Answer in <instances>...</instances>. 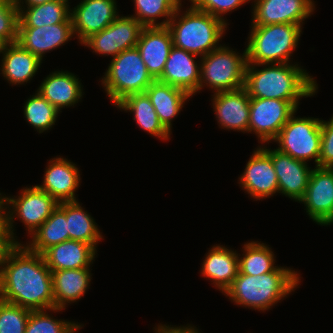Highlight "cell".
Segmentation results:
<instances>
[{
	"mask_svg": "<svg viewBox=\"0 0 333 333\" xmlns=\"http://www.w3.org/2000/svg\"><path fill=\"white\" fill-rule=\"evenodd\" d=\"M0 300L29 310L54 308L52 272L42 254L17 243L0 264Z\"/></svg>",
	"mask_w": 333,
	"mask_h": 333,
	"instance_id": "obj_1",
	"label": "cell"
},
{
	"mask_svg": "<svg viewBox=\"0 0 333 333\" xmlns=\"http://www.w3.org/2000/svg\"><path fill=\"white\" fill-rule=\"evenodd\" d=\"M261 66L263 68H257ZM244 88L250 98L284 100L290 102L298 110L302 97L315 95L318 84L298 64L247 63Z\"/></svg>",
	"mask_w": 333,
	"mask_h": 333,
	"instance_id": "obj_2",
	"label": "cell"
},
{
	"mask_svg": "<svg viewBox=\"0 0 333 333\" xmlns=\"http://www.w3.org/2000/svg\"><path fill=\"white\" fill-rule=\"evenodd\" d=\"M293 268L278 266L274 271L255 276L238 272L225 291L231 302L245 308L267 311L296 290L301 280Z\"/></svg>",
	"mask_w": 333,
	"mask_h": 333,
	"instance_id": "obj_3",
	"label": "cell"
},
{
	"mask_svg": "<svg viewBox=\"0 0 333 333\" xmlns=\"http://www.w3.org/2000/svg\"><path fill=\"white\" fill-rule=\"evenodd\" d=\"M181 7L182 4L167 25L172 35L173 46L198 57H203L218 48L228 25L221 19L192 6L186 11H181Z\"/></svg>",
	"mask_w": 333,
	"mask_h": 333,
	"instance_id": "obj_4",
	"label": "cell"
},
{
	"mask_svg": "<svg viewBox=\"0 0 333 333\" xmlns=\"http://www.w3.org/2000/svg\"><path fill=\"white\" fill-rule=\"evenodd\" d=\"M251 26L246 45L247 63H290L303 27L290 23Z\"/></svg>",
	"mask_w": 333,
	"mask_h": 333,
	"instance_id": "obj_5",
	"label": "cell"
},
{
	"mask_svg": "<svg viewBox=\"0 0 333 333\" xmlns=\"http://www.w3.org/2000/svg\"><path fill=\"white\" fill-rule=\"evenodd\" d=\"M106 70L101 85L115 106L128 95L145 93L155 80L137 47L124 50L112 58Z\"/></svg>",
	"mask_w": 333,
	"mask_h": 333,
	"instance_id": "obj_6",
	"label": "cell"
},
{
	"mask_svg": "<svg viewBox=\"0 0 333 333\" xmlns=\"http://www.w3.org/2000/svg\"><path fill=\"white\" fill-rule=\"evenodd\" d=\"M225 44L200 57V82L198 92L203 87L213 93L231 91L244 87L247 66L246 48L243 54L233 51ZM242 55V56H241Z\"/></svg>",
	"mask_w": 333,
	"mask_h": 333,
	"instance_id": "obj_7",
	"label": "cell"
},
{
	"mask_svg": "<svg viewBox=\"0 0 333 333\" xmlns=\"http://www.w3.org/2000/svg\"><path fill=\"white\" fill-rule=\"evenodd\" d=\"M19 196H4V213L7 218L9 231L16 243L17 236L14 233V219L18 218L24 223L26 231L31 235L50 217L58 207V202L44 192L37 185L25 187ZM12 208V209H11Z\"/></svg>",
	"mask_w": 333,
	"mask_h": 333,
	"instance_id": "obj_8",
	"label": "cell"
},
{
	"mask_svg": "<svg viewBox=\"0 0 333 333\" xmlns=\"http://www.w3.org/2000/svg\"><path fill=\"white\" fill-rule=\"evenodd\" d=\"M296 112L282 127L273 141L278 143L280 152L307 163L312 159L318 167L321 151V119L296 117Z\"/></svg>",
	"mask_w": 333,
	"mask_h": 333,
	"instance_id": "obj_9",
	"label": "cell"
},
{
	"mask_svg": "<svg viewBox=\"0 0 333 333\" xmlns=\"http://www.w3.org/2000/svg\"><path fill=\"white\" fill-rule=\"evenodd\" d=\"M297 109L288 101L279 99L250 98V119L248 133L266 144L274 141L282 127Z\"/></svg>",
	"mask_w": 333,
	"mask_h": 333,
	"instance_id": "obj_10",
	"label": "cell"
},
{
	"mask_svg": "<svg viewBox=\"0 0 333 333\" xmlns=\"http://www.w3.org/2000/svg\"><path fill=\"white\" fill-rule=\"evenodd\" d=\"M143 25L132 16H118L108 27L93 34L82 44L93 52L112 58L124 50L135 48Z\"/></svg>",
	"mask_w": 333,
	"mask_h": 333,
	"instance_id": "obj_11",
	"label": "cell"
},
{
	"mask_svg": "<svg viewBox=\"0 0 333 333\" xmlns=\"http://www.w3.org/2000/svg\"><path fill=\"white\" fill-rule=\"evenodd\" d=\"M238 181L240 187L256 201L270 198L278 193V180L271 160V148L260 145L254 150Z\"/></svg>",
	"mask_w": 333,
	"mask_h": 333,
	"instance_id": "obj_12",
	"label": "cell"
},
{
	"mask_svg": "<svg viewBox=\"0 0 333 333\" xmlns=\"http://www.w3.org/2000/svg\"><path fill=\"white\" fill-rule=\"evenodd\" d=\"M300 202L316 224H333V168L316 166L312 170L305 195Z\"/></svg>",
	"mask_w": 333,
	"mask_h": 333,
	"instance_id": "obj_13",
	"label": "cell"
},
{
	"mask_svg": "<svg viewBox=\"0 0 333 333\" xmlns=\"http://www.w3.org/2000/svg\"><path fill=\"white\" fill-rule=\"evenodd\" d=\"M116 0H81L70 9L74 36L82 43L108 27L118 16Z\"/></svg>",
	"mask_w": 333,
	"mask_h": 333,
	"instance_id": "obj_14",
	"label": "cell"
},
{
	"mask_svg": "<svg viewBox=\"0 0 333 333\" xmlns=\"http://www.w3.org/2000/svg\"><path fill=\"white\" fill-rule=\"evenodd\" d=\"M253 1V0H252ZM251 25L304 24L315 10L314 0H254Z\"/></svg>",
	"mask_w": 333,
	"mask_h": 333,
	"instance_id": "obj_15",
	"label": "cell"
},
{
	"mask_svg": "<svg viewBox=\"0 0 333 333\" xmlns=\"http://www.w3.org/2000/svg\"><path fill=\"white\" fill-rule=\"evenodd\" d=\"M74 36L71 18L41 27H18L17 43L43 61L45 53L65 45Z\"/></svg>",
	"mask_w": 333,
	"mask_h": 333,
	"instance_id": "obj_16",
	"label": "cell"
},
{
	"mask_svg": "<svg viewBox=\"0 0 333 333\" xmlns=\"http://www.w3.org/2000/svg\"><path fill=\"white\" fill-rule=\"evenodd\" d=\"M213 111L222 129L248 132L250 119V97L244 87L214 93Z\"/></svg>",
	"mask_w": 333,
	"mask_h": 333,
	"instance_id": "obj_17",
	"label": "cell"
},
{
	"mask_svg": "<svg viewBox=\"0 0 333 333\" xmlns=\"http://www.w3.org/2000/svg\"><path fill=\"white\" fill-rule=\"evenodd\" d=\"M271 160L278 180V193L299 202L305 195L313 168L278 149H271Z\"/></svg>",
	"mask_w": 333,
	"mask_h": 333,
	"instance_id": "obj_18",
	"label": "cell"
},
{
	"mask_svg": "<svg viewBox=\"0 0 333 333\" xmlns=\"http://www.w3.org/2000/svg\"><path fill=\"white\" fill-rule=\"evenodd\" d=\"M42 185H37L58 203L78 201L75 192L79 188L80 171L76 164L63 157L49 160Z\"/></svg>",
	"mask_w": 333,
	"mask_h": 333,
	"instance_id": "obj_19",
	"label": "cell"
},
{
	"mask_svg": "<svg viewBox=\"0 0 333 333\" xmlns=\"http://www.w3.org/2000/svg\"><path fill=\"white\" fill-rule=\"evenodd\" d=\"M136 47L148 72L157 80L173 47L170 30L167 26L143 27Z\"/></svg>",
	"mask_w": 333,
	"mask_h": 333,
	"instance_id": "obj_20",
	"label": "cell"
},
{
	"mask_svg": "<svg viewBox=\"0 0 333 333\" xmlns=\"http://www.w3.org/2000/svg\"><path fill=\"white\" fill-rule=\"evenodd\" d=\"M196 56L173 46L163 73L157 80L181 88L193 97L198 92L200 82V63L194 60Z\"/></svg>",
	"mask_w": 333,
	"mask_h": 333,
	"instance_id": "obj_21",
	"label": "cell"
},
{
	"mask_svg": "<svg viewBox=\"0 0 333 333\" xmlns=\"http://www.w3.org/2000/svg\"><path fill=\"white\" fill-rule=\"evenodd\" d=\"M83 85L79 78L69 71L56 70L43 79L37 89L50 104L59 112L65 107H71L81 101Z\"/></svg>",
	"mask_w": 333,
	"mask_h": 333,
	"instance_id": "obj_22",
	"label": "cell"
},
{
	"mask_svg": "<svg viewBox=\"0 0 333 333\" xmlns=\"http://www.w3.org/2000/svg\"><path fill=\"white\" fill-rule=\"evenodd\" d=\"M201 274L212 280V284L224 294L232 285L239 272V258L236 250L225 245H214L205 255Z\"/></svg>",
	"mask_w": 333,
	"mask_h": 333,
	"instance_id": "obj_23",
	"label": "cell"
},
{
	"mask_svg": "<svg viewBox=\"0 0 333 333\" xmlns=\"http://www.w3.org/2000/svg\"><path fill=\"white\" fill-rule=\"evenodd\" d=\"M97 251L81 241L66 240L51 246L42 255L51 271L90 268ZM92 263V264H91Z\"/></svg>",
	"mask_w": 333,
	"mask_h": 333,
	"instance_id": "obj_24",
	"label": "cell"
},
{
	"mask_svg": "<svg viewBox=\"0 0 333 333\" xmlns=\"http://www.w3.org/2000/svg\"><path fill=\"white\" fill-rule=\"evenodd\" d=\"M145 93L150 98L159 121L171 134L172 121L179 115L185 101L192 96L185 90L154 80L146 89Z\"/></svg>",
	"mask_w": 333,
	"mask_h": 333,
	"instance_id": "obj_25",
	"label": "cell"
},
{
	"mask_svg": "<svg viewBox=\"0 0 333 333\" xmlns=\"http://www.w3.org/2000/svg\"><path fill=\"white\" fill-rule=\"evenodd\" d=\"M1 54V74L11 85H23L31 81L42 64L40 58L23 49L17 42L8 43Z\"/></svg>",
	"mask_w": 333,
	"mask_h": 333,
	"instance_id": "obj_26",
	"label": "cell"
},
{
	"mask_svg": "<svg viewBox=\"0 0 333 333\" xmlns=\"http://www.w3.org/2000/svg\"><path fill=\"white\" fill-rule=\"evenodd\" d=\"M52 272L54 308L64 309L66 304L81 299L89 289L90 268L67 269Z\"/></svg>",
	"mask_w": 333,
	"mask_h": 333,
	"instance_id": "obj_27",
	"label": "cell"
},
{
	"mask_svg": "<svg viewBox=\"0 0 333 333\" xmlns=\"http://www.w3.org/2000/svg\"><path fill=\"white\" fill-rule=\"evenodd\" d=\"M116 107L134 113L133 120L144 131L162 140L170 139V133L163 127L150 98L146 93L131 94L120 101Z\"/></svg>",
	"mask_w": 333,
	"mask_h": 333,
	"instance_id": "obj_28",
	"label": "cell"
},
{
	"mask_svg": "<svg viewBox=\"0 0 333 333\" xmlns=\"http://www.w3.org/2000/svg\"><path fill=\"white\" fill-rule=\"evenodd\" d=\"M26 246L33 252L43 254L51 246L69 240L66 220V202H61L50 217L31 235Z\"/></svg>",
	"mask_w": 333,
	"mask_h": 333,
	"instance_id": "obj_29",
	"label": "cell"
},
{
	"mask_svg": "<svg viewBox=\"0 0 333 333\" xmlns=\"http://www.w3.org/2000/svg\"><path fill=\"white\" fill-rule=\"evenodd\" d=\"M19 10L18 27H41L64 23L70 17L67 0H56L32 7H17Z\"/></svg>",
	"mask_w": 333,
	"mask_h": 333,
	"instance_id": "obj_30",
	"label": "cell"
},
{
	"mask_svg": "<svg viewBox=\"0 0 333 333\" xmlns=\"http://www.w3.org/2000/svg\"><path fill=\"white\" fill-rule=\"evenodd\" d=\"M81 206L78 201L66 202L69 239L90 244L97 251L98 242L104 237L93 217Z\"/></svg>",
	"mask_w": 333,
	"mask_h": 333,
	"instance_id": "obj_31",
	"label": "cell"
},
{
	"mask_svg": "<svg viewBox=\"0 0 333 333\" xmlns=\"http://www.w3.org/2000/svg\"><path fill=\"white\" fill-rule=\"evenodd\" d=\"M268 246L265 243H261V241L245 243L242 247L244 249L242 256L238 253L239 272L257 276L274 271L278 265H275V254Z\"/></svg>",
	"mask_w": 333,
	"mask_h": 333,
	"instance_id": "obj_32",
	"label": "cell"
},
{
	"mask_svg": "<svg viewBox=\"0 0 333 333\" xmlns=\"http://www.w3.org/2000/svg\"><path fill=\"white\" fill-rule=\"evenodd\" d=\"M135 14L131 15L144 27L167 26L175 11L182 4L181 0H133ZM163 19L158 22L157 19Z\"/></svg>",
	"mask_w": 333,
	"mask_h": 333,
	"instance_id": "obj_33",
	"label": "cell"
},
{
	"mask_svg": "<svg viewBox=\"0 0 333 333\" xmlns=\"http://www.w3.org/2000/svg\"><path fill=\"white\" fill-rule=\"evenodd\" d=\"M24 118L39 133L50 130L56 123L60 112L40 93L30 96L24 103Z\"/></svg>",
	"mask_w": 333,
	"mask_h": 333,
	"instance_id": "obj_34",
	"label": "cell"
},
{
	"mask_svg": "<svg viewBox=\"0 0 333 333\" xmlns=\"http://www.w3.org/2000/svg\"><path fill=\"white\" fill-rule=\"evenodd\" d=\"M81 323L55 319L46 310H31L25 333H75Z\"/></svg>",
	"mask_w": 333,
	"mask_h": 333,
	"instance_id": "obj_35",
	"label": "cell"
},
{
	"mask_svg": "<svg viewBox=\"0 0 333 333\" xmlns=\"http://www.w3.org/2000/svg\"><path fill=\"white\" fill-rule=\"evenodd\" d=\"M31 310L0 300V333H25Z\"/></svg>",
	"mask_w": 333,
	"mask_h": 333,
	"instance_id": "obj_36",
	"label": "cell"
},
{
	"mask_svg": "<svg viewBox=\"0 0 333 333\" xmlns=\"http://www.w3.org/2000/svg\"><path fill=\"white\" fill-rule=\"evenodd\" d=\"M191 6L197 10L207 12L229 25L224 19L226 13L232 12L251 0H189Z\"/></svg>",
	"mask_w": 333,
	"mask_h": 333,
	"instance_id": "obj_37",
	"label": "cell"
},
{
	"mask_svg": "<svg viewBox=\"0 0 333 333\" xmlns=\"http://www.w3.org/2000/svg\"><path fill=\"white\" fill-rule=\"evenodd\" d=\"M19 10L16 6L0 2V37L7 43L17 41Z\"/></svg>",
	"mask_w": 333,
	"mask_h": 333,
	"instance_id": "obj_38",
	"label": "cell"
},
{
	"mask_svg": "<svg viewBox=\"0 0 333 333\" xmlns=\"http://www.w3.org/2000/svg\"><path fill=\"white\" fill-rule=\"evenodd\" d=\"M318 167L333 168V116L321 121V151Z\"/></svg>",
	"mask_w": 333,
	"mask_h": 333,
	"instance_id": "obj_39",
	"label": "cell"
},
{
	"mask_svg": "<svg viewBox=\"0 0 333 333\" xmlns=\"http://www.w3.org/2000/svg\"><path fill=\"white\" fill-rule=\"evenodd\" d=\"M17 243L12 239L5 213L0 215V264Z\"/></svg>",
	"mask_w": 333,
	"mask_h": 333,
	"instance_id": "obj_40",
	"label": "cell"
},
{
	"mask_svg": "<svg viewBox=\"0 0 333 333\" xmlns=\"http://www.w3.org/2000/svg\"><path fill=\"white\" fill-rule=\"evenodd\" d=\"M158 327L155 326V333H201L197 330V328L193 325H186V326H169L166 324H158Z\"/></svg>",
	"mask_w": 333,
	"mask_h": 333,
	"instance_id": "obj_41",
	"label": "cell"
},
{
	"mask_svg": "<svg viewBox=\"0 0 333 333\" xmlns=\"http://www.w3.org/2000/svg\"><path fill=\"white\" fill-rule=\"evenodd\" d=\"M56 0H17L16 7H32L39 4H44L46 2H51ZM25 2V5H23Z\"/></svg>",
	"mask_w": 333,
	"mask_h": 333,
	"instance_id": "obj_42",
	"label": "cell"
},
{
	"mask_svg": "<svg viewBox=\"0 0 333 333\" xmlns=\"http://www.w3.org/2000/svg\"><path fill=\"white\" fill-rule=\"evenodd\" d=\"M7 44L8 43L2 37H0V54L3 52Z\"/></svg>",
	"mask_w": 333,
	"mask_h": 333,
	"instance_id": "obj_43",
	"label": "cell"
},
{
	"mask_svg": "<svg viewBox=\"0 0 333 333\" xmlns=\"http://www.w3.org/2000/svg\"><path fill=\"white\" fill-rule=\"evenodd\" d=\"M4 212V195L0 193V215Z\"/></svg>",
	"mask_w": 333,
	"mask_h": 333,
	"instance_id": "obj_44",
	"label": "cell"
},
{
	"mask_svg": "<svg viewBox=\"0 0 333 333\" xmlns=\"http://www.w3.org/2000/svg\"><path fill=\"white\" fill-rule=\"evenodd\" d=\"M0 2L8 4V5L16 6L17 0H0Z\"/></svg>",
	"mask_w": 333,
	"mask_h": 333,
	"instance_id": "obj_45",
	"label": "cell"
}]
</instances>
